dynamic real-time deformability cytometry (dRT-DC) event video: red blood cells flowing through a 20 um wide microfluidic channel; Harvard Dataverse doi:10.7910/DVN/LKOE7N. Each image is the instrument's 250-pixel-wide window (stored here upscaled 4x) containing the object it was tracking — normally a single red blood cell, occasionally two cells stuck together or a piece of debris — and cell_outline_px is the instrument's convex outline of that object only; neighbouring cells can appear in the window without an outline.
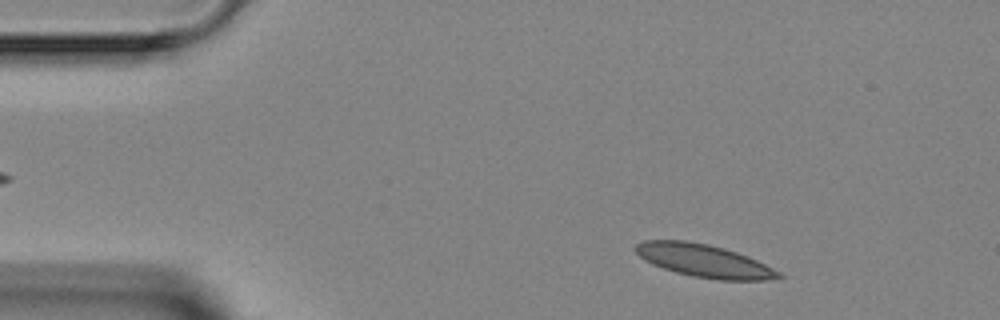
{"species": "Egyptian fruit bat (a non-hibernating species)", "species_latin": "Rousettus aegyptiacus", "temperature_condition": "room temperature", "stored_images_in_passage": 3, "camera_frame_rate_fps": 3000, "um_per_image_px": 0.085, "animal": {"sex": "female"}, "frame": {"image": 1, "passage_image": 1, "time_ms": 0.0, "image_size_px": [1000, 320], "cell_outline_px": [[784, 276], [764, 280], [720, 280], [692, 276], [676, 272], [652, 264], [644, 260], [632, 248], [636, 244], [644, 240], [688, 240], [708, 244], [724, 248], [748, 256], [780, 272]], "centroid_in_image_um": [59.8, 22.15], "position_along_channel_um": 25.2, "area_um2": 27.28}}
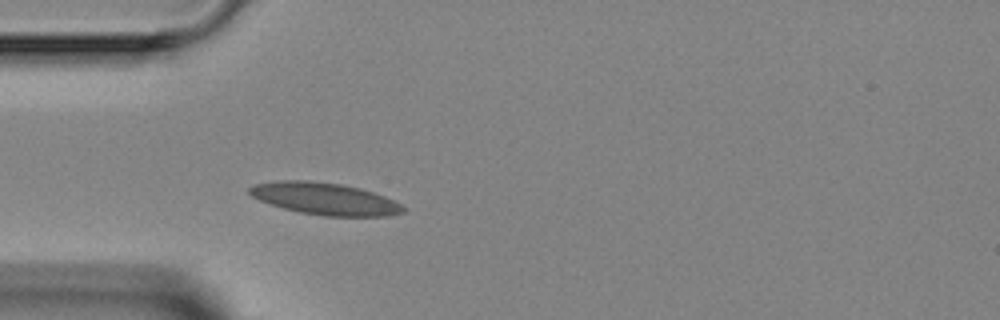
{"frame": {"image": 2, "passage_image": 3, "time_ms": 2.333, "image_size_px": [1000, 320], "cell_outline_px": [[404, 212], [388, 216], [324, 216], [300, 212], [284, 208], [260, 200], [252, 196], [248, 192], [248, 188], [256, 184], [280, 180], [308, 180], [340, 184], [360, 188], [384, 196], [400, 204], [404, 208]], "centroid_in_image_um": [27.6, 16.89], "position_along_channel_um": 57.4, "area_um2": 28.38}}